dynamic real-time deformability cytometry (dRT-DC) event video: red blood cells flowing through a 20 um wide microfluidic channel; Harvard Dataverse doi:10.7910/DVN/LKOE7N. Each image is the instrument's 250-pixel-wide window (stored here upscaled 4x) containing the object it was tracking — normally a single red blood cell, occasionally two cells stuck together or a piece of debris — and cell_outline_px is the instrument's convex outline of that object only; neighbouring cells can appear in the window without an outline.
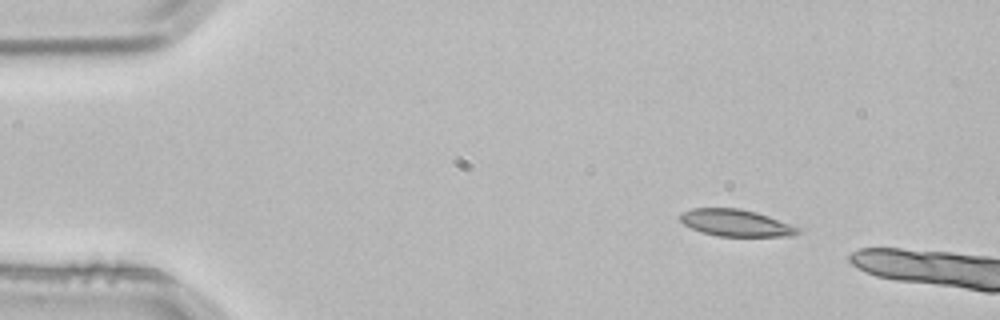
{"species": "common noctule bat (a hibernating species)", "species_latin": "Nyctalus noctula", "temperature_condition": "room temperature", "stored_images_in_passage": 2, "camera_frame_rate_fps": 3000, "um_per_image_px": 0.085, "animal": {"sex": "male", "body_mass_g": 21.5, "forearm_length_mm": 52.0}, "frame": {"image": 1, "passage_image": 1, "time_ms": 0.0, "image_size_px": [1000, 320], "cell_outline_px": [[804, 232], [792, 236], [720, 236], [700, 232], [684, 224], [680, 220], [680, 212], [692, 208], [740, 208], [756, 212], [768, 216], [800, 228]], "centroid_in_image_um": [62.55, 18.95], "position_along_channel_um": 22.4, "area_um2": 18.5}}